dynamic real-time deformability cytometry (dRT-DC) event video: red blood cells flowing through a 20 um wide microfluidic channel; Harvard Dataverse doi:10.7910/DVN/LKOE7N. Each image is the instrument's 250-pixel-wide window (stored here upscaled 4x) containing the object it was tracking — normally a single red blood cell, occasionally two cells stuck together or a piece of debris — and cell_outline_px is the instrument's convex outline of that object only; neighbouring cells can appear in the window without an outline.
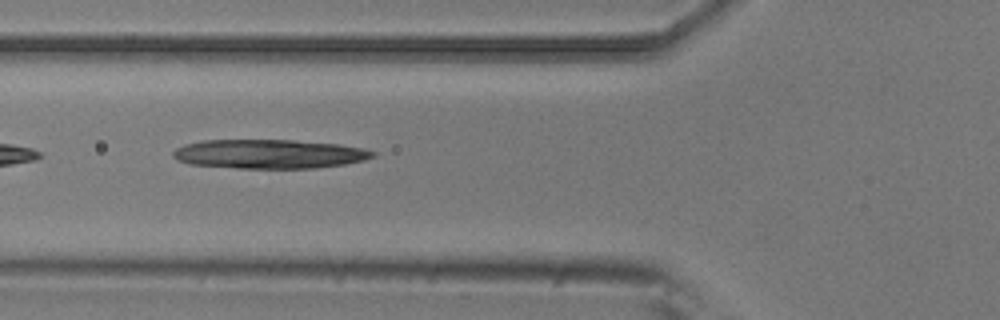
{"species": "common noctule bat (a hibernating species)", "species_latin": "Nyctalus noctula", "temperature_condition": "room temperature", "stored_images_in_passage": 6, "camera_frame_rate_fps": 3000, "um_per_image_px": 0.085, "animal": {"sex": "male", "body_mass_g": 20.5, "forearm_length_mm": 52.5}, "frame": {"image": 1, "passage_image": 4, "time_ms": 1.0, "image_size_px": [1000, 320], "cell_outline_px": [[376, 156], [364, 160], [344, 164], [316, 168], [236, 168], [192, 164], [180, 160], [172, 156], [172, 152], [176, 148], [184, 144], [204, 140], [292, 140], [340, 144], [364, 148], [376, 152]], "centroid_in_image_um": [22.92, 13.08], "position_along_channel_um": 102.9, "area_um2": 33.87}}